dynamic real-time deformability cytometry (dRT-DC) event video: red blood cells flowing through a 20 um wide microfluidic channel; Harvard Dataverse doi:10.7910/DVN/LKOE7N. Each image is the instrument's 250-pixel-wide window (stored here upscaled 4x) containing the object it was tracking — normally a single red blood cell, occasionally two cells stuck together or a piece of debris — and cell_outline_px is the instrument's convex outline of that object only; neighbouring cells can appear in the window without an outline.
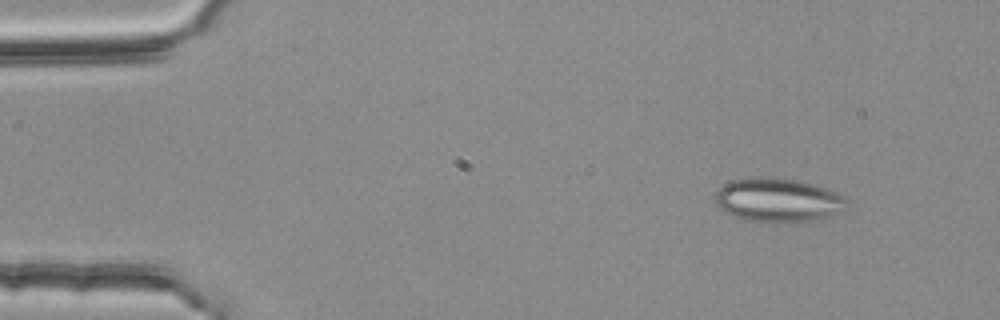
{"species": "common noctule bat (a hibernating species)", "species_latin": "Nyctalus noctula", "temperature_condition": "room temperature", "stored_images_in_passage": 49, "segment_of_instrument_passage": [1, 2], "camera_frame_rate_fps": 3000, "um_per_image_px": 0.085, "animal": {"sex": "female", "body_mass_g": 25.1}, "frame": {"image": 1, "passage_image": 1, "time_ms": 0.0, "image_size_px": [1000, 320], "cell_outline_px": [[848, 200], [840, 212], [800, 224], [764, 224], [744, 220], [732, 216], [724, 212], [716, 204], [716, 192], [724, 184], [736, 180], [756, 176], [800, 180], [836, 192], [844, 196]], "centroid_in_image_um": [66.11, 17.06], "position_along_channel_um": 18.9, "area_um2": 34.28}}